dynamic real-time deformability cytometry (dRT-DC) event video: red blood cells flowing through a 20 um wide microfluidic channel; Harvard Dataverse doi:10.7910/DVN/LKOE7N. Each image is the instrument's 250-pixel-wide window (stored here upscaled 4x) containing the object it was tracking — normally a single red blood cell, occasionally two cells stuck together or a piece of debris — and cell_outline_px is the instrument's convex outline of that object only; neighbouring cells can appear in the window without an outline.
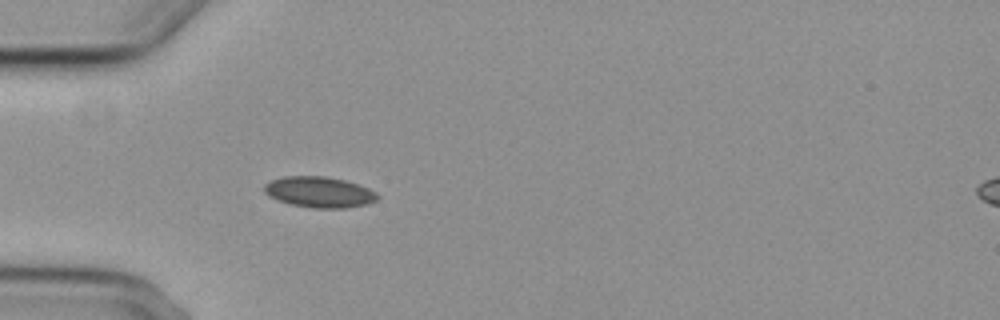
{"species": "common noctule bat (a hibernating species)", "species_latin": "Nyctalus noctula", "temperature_condition": "cold", "stored_images_in_passage": 6, "camera_frame_rate_fps": 3000, "um_per_image_px": 0.085, "animal": {"sex": "female", "body_mass_g": 29.2, "forearm_length_mm": 56.3}, "frame": {"image": 1, "passage_image": 1, "time_ms": 0.0, "image_size_px": [1000, 320], "cell_outline_px": [[380, 196], [376, 200], [368, 204], [344, 208], [312, 208], [292, 204], [268, 196], [264, 192], [264, 184], [272, 180], [284, 176], [324, 176], [344, 180], [368, 188], [376, 192]], "centroid_in_image_um": [27.14, 16.33], "position_along_channel_um": 57.9, "area_um2": 20.23}}
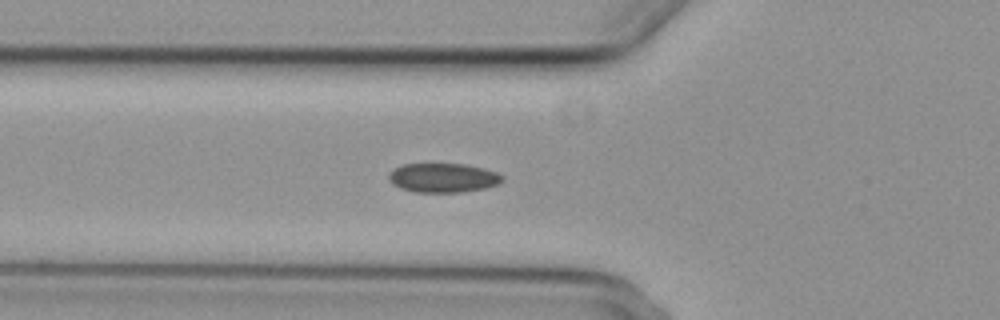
{"frame": {"image": 2, "passage_image": 4, "time_ms": 1.0, "image_size_px": [1000, 320], "cell_outline_px": [[504, 180], [496, 184], [484, 188], [460, 192], [416, 192], [400, 188], [392, 184], [388, 180], [388, 176], [400, 164], [464, 164], [484, 168], [496, 172], [504, 176]], "centroid_in_image_um": [37.66, 15.11], "position_along_channel_um": 88.1, "area_um2": 19.25}}